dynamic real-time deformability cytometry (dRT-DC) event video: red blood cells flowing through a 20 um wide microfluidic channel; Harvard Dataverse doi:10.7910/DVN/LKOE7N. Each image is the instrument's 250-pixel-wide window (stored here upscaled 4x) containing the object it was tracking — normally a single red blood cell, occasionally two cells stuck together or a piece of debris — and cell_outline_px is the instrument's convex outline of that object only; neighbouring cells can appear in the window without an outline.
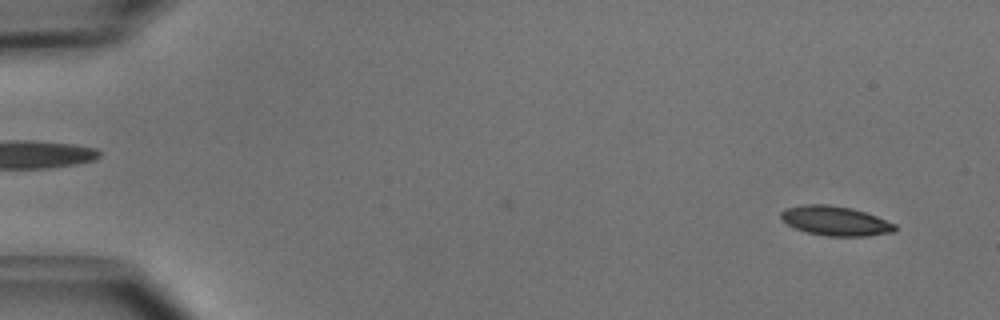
{"species": "common noctule bat (a hibernating species)", "species_latin": "Nyctalus noctula", "temperature_condition": "cold", "stored_images_in_passage": 50, "camera_frame_rate_fps": 3000, "um_per_image_px": 0.085, "animal": {"sex": "male", "body_mass_g": 15.6}, "frame": {"image": 1, "passage_image": 3, "time_ms": 0.667, "image_size_px": [1000, 320], "cell_outline_px": [[896, 228], [892, 232], [864, 236], [824, 236], [808, 232], [796, 228], [780, 220], [780, 212], [784, 208], [800, 204], [828, 204], [852, 208], [876, 216], [896, 224]], "centroid_in_image_um": [70.95, 18.76], "position_along_channel_um": 14.1, "area_um2": 19.65}}
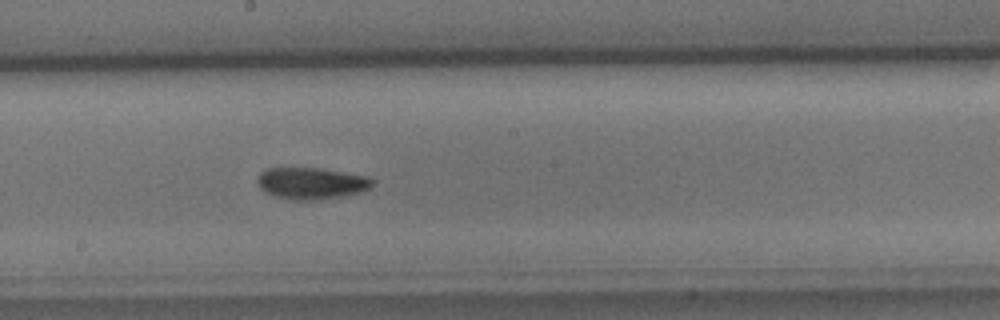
{"frame": {"image": 2, "passage_image": 28, "time_ms": 9.0, "image_size_px": [1000, 320], "cell_outline_px": [[376, 180], [368, 188], [360, 192], [340, 196], [316, 200], [288, 200], [264, 192], [260, 188], [256, 180], [260, 172], [268, 168], [320, 168], [368, 176]], "centroid_in_image_um": [26.44, 15.57], "position_along_channel_um": 221.8, "area_um2": 21.27}}
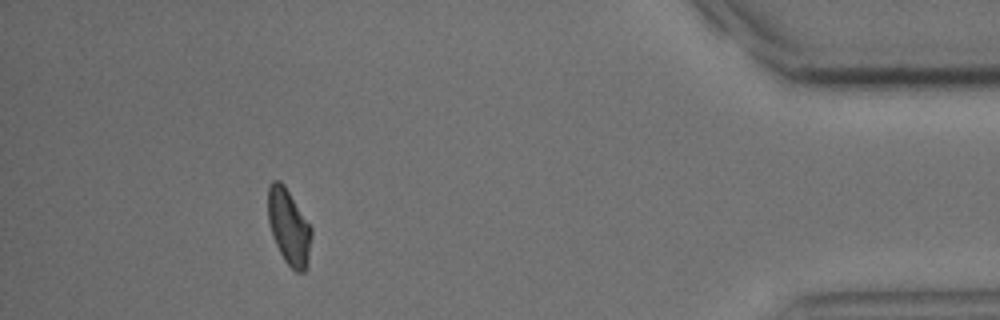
{"frame": {"image": 3, "passage_image": 46, "time_ms": 15.0, "image_size_px": [1000, 320], "cell_outline_px": [[312, 236], [308, 256], [304, 272], [296, 272], [284, 260], [272, 236], [268, 220], [268, 184], [272, 180], [280, 180], [284, 184], [312, 228]], "centroid_in_image_um": [24.53, 19.25], "position_along_channel_um": 410.7, "area_um2": 19.02}, "authors_computed_cell_mechanics": {"area_um2": 19.9988, "velocity_mm_per_s": 3.9804, "shape_relaxation_time_tau1_ms": 3.4622, "shape_relaxation_time_tau2_ms": 9.0963, "deformation_change_tau1": 0.0976, "deformation_change_tau2": 0.1601}}